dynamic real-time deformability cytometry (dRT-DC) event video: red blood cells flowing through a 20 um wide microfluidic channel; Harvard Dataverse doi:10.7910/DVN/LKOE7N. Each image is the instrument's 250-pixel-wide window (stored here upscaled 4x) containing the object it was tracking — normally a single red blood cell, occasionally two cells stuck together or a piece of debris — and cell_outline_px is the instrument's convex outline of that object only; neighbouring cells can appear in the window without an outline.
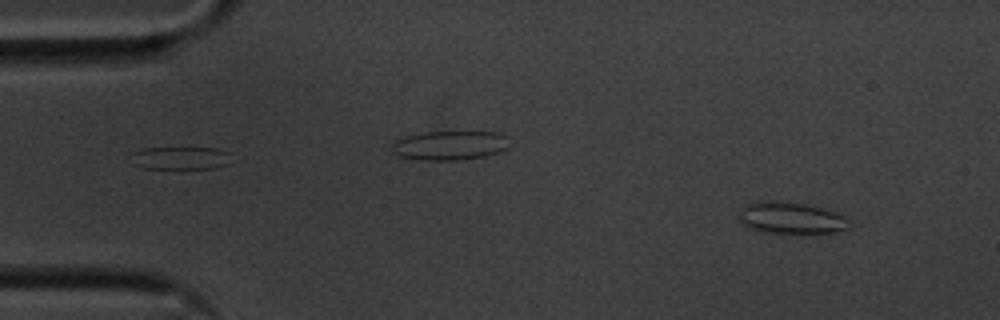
{"species": "common noctule bat (a hibernating species)", "species_latin": "Nyctalus noctula", "temperature_condition": "cold", "stored_images_in_passage": 55, "camera_frame_rate_fps": 3000, "um_per_image_px": 0.085, "animal": {"sex": "male", "body_mass_g": 20.1, "forearm_length_mm": 53.5}, "frame": {"image": 1, "passage_image": 5, "time_ms": 1.333, "image_size_px": [1000, 320], "cell_outline_px": [[848, 228], [836, 232], [804, 236], [760, 232], [748, 228], [736, 216], [740, 208], [744, 204], [752, 200], [772, 200], [808, 204], [844, 216], [848, 220]], "centroid_in_image_um": [67.15, 18.56], "position_along_channel_um": 17.9, "area_um2": 21.5}}
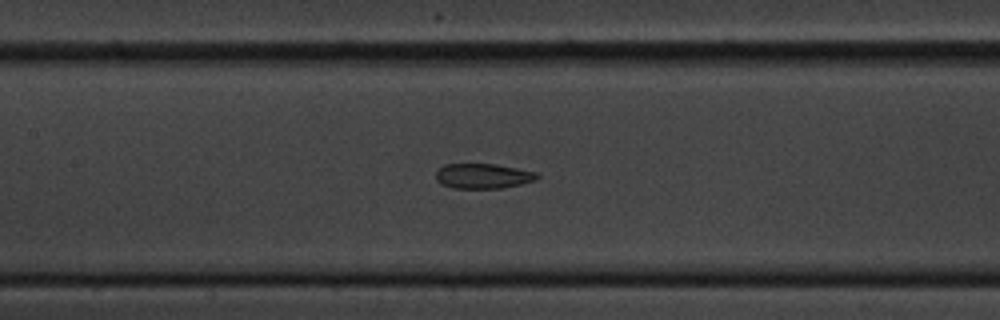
{"frame": {"image": 2, "passage_image": 25, "time_ms": 8.0, "image_size_px": [1000, 320], "cell_outline_px": [[540, 176], [536, 180], [520, 184], [500, 188], [452, 188], [440, 184], [436, 180], [436, 172], [444, 164], [496, 164], [536, 172]], "centroid_in_image_um": [41.04, 14.96], "position_along_channel_um": 166.4, "area_um2": 14.74}}
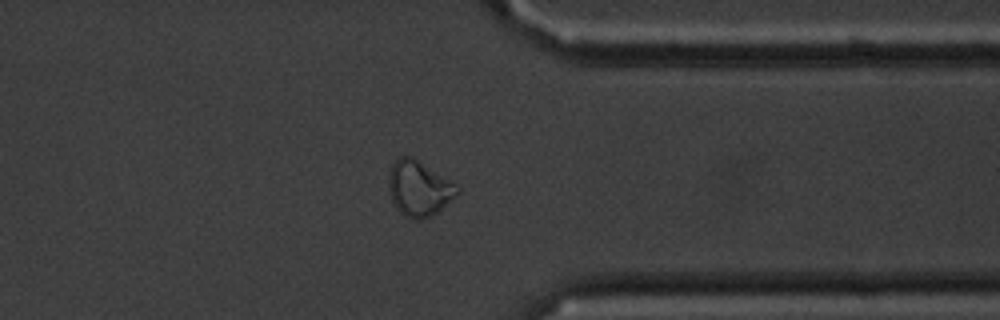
{"frame": {"image": 3, "passage_image": 43, "time_ms": 14.0, "image_size_px": [1000, 320], "cell_outline_px": [[460, 192], [456, 196], [436, 212], [428, 216], [416, 220], [412, 220], [404, 216], [396, 208], [392, 200], [388, 188], [388, 176], [392, 164], [400, 156], [408, 156], [416, 160], [456, 184], [460, 188]], "centroid_in_image_um": [35.58, 16.04], "position_along_channel_um": 375.8, "area_um2": 21.68}}